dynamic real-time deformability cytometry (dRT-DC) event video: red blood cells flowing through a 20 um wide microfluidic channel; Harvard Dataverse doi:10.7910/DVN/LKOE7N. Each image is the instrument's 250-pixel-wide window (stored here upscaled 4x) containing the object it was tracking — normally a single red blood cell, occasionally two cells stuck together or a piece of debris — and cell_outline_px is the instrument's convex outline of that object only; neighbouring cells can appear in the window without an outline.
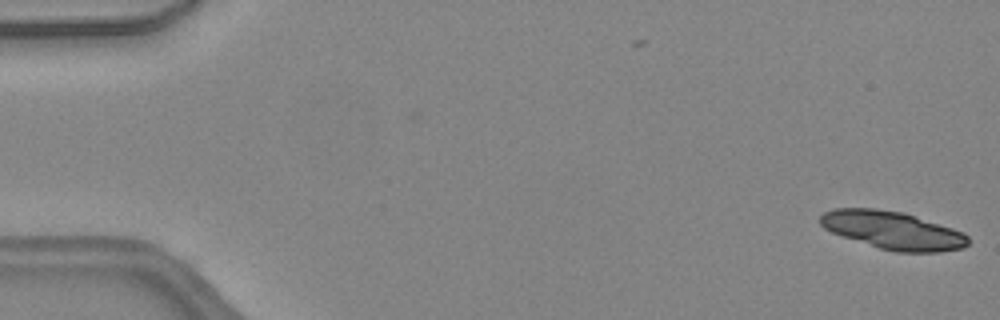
{"species": "common noctule bat (a hibernating species)", "species_latin": "Nyctalus noctula", "temperature_condition": "warm", "stored_images_in_passage": 20, "camera_frame_rate_fps": 3000, "um_per_image_px": 0.085, "animal": {"sex": "female", "body_mass_g": 24.6, "forearm_length_mm": 56.2}, "frame": {"image": 1, "passage_image": 1, "time_ms": 0.0, "image_size_px": [1000, 320], "cell_outline_px": [[968, 244], [964, 248], [940, 252], [896, 252], [880, 248], [832, 232], [824, 228], [820, 224], [820, 216], [824, 212], [832, 208], [876, 208], [904, 212], [964, 232], [968, 236]], "centroid_in_image_um": [75.9, 19.57], "position_along_channel_um": 9.1, "area_um2": 32.6}}